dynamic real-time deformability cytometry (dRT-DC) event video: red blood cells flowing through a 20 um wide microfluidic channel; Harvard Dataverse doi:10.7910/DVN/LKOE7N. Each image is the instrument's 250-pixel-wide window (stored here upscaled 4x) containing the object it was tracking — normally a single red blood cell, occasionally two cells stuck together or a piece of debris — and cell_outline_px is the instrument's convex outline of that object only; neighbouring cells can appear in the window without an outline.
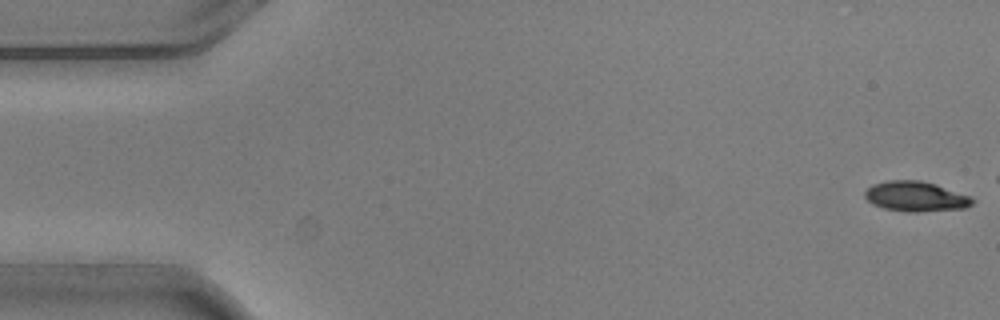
{"species": "common noctule bat (a hibernating species)", "species_latin": "Nyctalus noctula", "temperature_condition": "warm", "stored_images_in_passage": 4, "camera_frame_rate_fps": 3000, "um_per_image_px": 0.085, "animal": {"sex": "male", "body_mass_g": 20.5, "forearm_length_mm": 52.5}, "frame": {"image": 1, "passage_image": 1, "time_ms": 0.0, "image_size_px": [1000, 320], "cell_outline_px": [[976, 200], [972, 204], [964, 208], [916, 212], [908, 212], [884, 208], [872, 204], [864, 196], [864, 192], [872, 184], [888, 180], [920, 180], [936, 184], [972, 196]], "centroid_in_image_um": [77.85, 16.69], "position_along_channel_um": 7.1, "area_um2": 18.96}}